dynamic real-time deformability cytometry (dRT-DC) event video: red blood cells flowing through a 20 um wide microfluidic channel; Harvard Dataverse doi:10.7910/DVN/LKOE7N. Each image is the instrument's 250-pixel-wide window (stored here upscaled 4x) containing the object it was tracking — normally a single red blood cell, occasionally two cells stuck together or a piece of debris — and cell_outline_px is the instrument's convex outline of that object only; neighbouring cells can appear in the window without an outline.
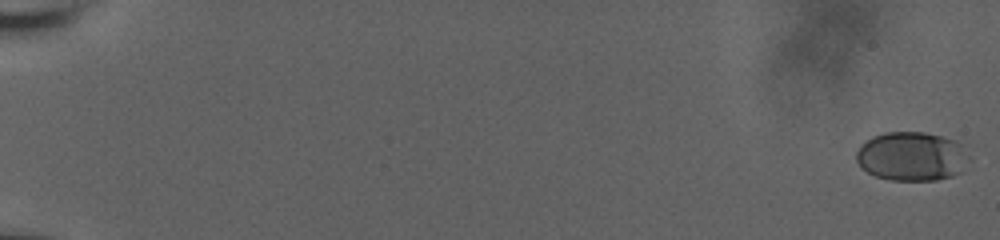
{"species": "human", "species_latin": "Homo sapiens", "temperature_condition": "room temperature", "stored_images_in_passage": 21, "camera_frame_rate_fps": 3000, "um_per_image_px": 0.085, "donor": {"sex": "male"}, "frame": {"image": 1, "passage_image": 1, "time_ms": 0.0, "image_size_px": [1000, 240], "cell_outline_px": [[972, 160], [960, 172], [952, 176], [936, 180], [892, 180], [876, 176], [860, 168], [856, 160], [856, 152], [872, 136], [884, 132], [924, 132], [940, 136], [968, 144]], "centroid_in_image_um": [77.6, 13.28], "position_along_channel_um": 7.4, "area_um2": 32.83}}
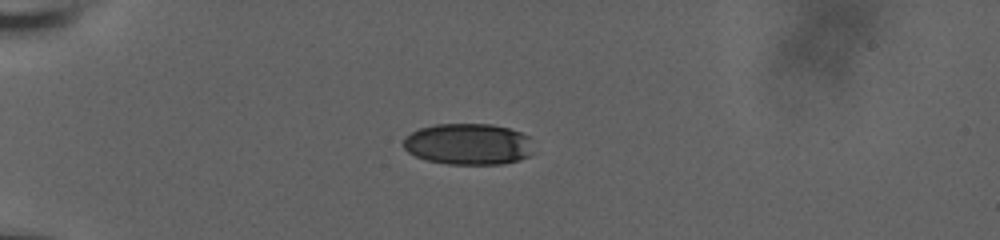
{"frame": {"image": 2, "passage_image": 18, "time_ms": 5.667, "image_size_px": [1000, 240], "cell_outline_px": [[532, 152], [528, 156], [520, 160], [504, 164], [448, 164], [428, 160], [416, 156], [408, 152], [404, 148], [404, 136], [420, 128], [436, 124], [492, 124], [508, 128], [520, 132], [528, 136]], "centroid_in_image_um": [39.79, 12.25], "position_along_channel_um": 45.2, "area_um2": 31.27}}
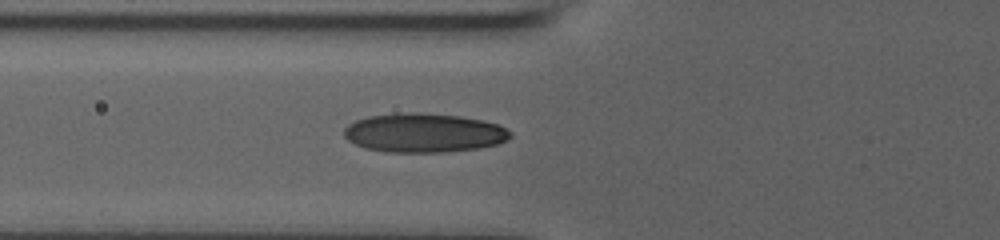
{"frame": {"image": 3, "passage_image": 21, "time_ms": 6.667, "image_size_px": [1000, 240], "cell_outline_px": [[512, 136], [508, 140], [500, 144], [476, 148], [444, 152], [388, 152], [364, 148], [348, 140], [344, 136], [344, 128], [348, 124], [356, 120], [368, 116], [404, 112], [416, 112], [460, 116], [484, 120], [496, 124], [512, 132]], "centroid_in_image_um": [36.03, 11.29], "position_along_channel_um": 89.8, "area_um2": 37.97}}